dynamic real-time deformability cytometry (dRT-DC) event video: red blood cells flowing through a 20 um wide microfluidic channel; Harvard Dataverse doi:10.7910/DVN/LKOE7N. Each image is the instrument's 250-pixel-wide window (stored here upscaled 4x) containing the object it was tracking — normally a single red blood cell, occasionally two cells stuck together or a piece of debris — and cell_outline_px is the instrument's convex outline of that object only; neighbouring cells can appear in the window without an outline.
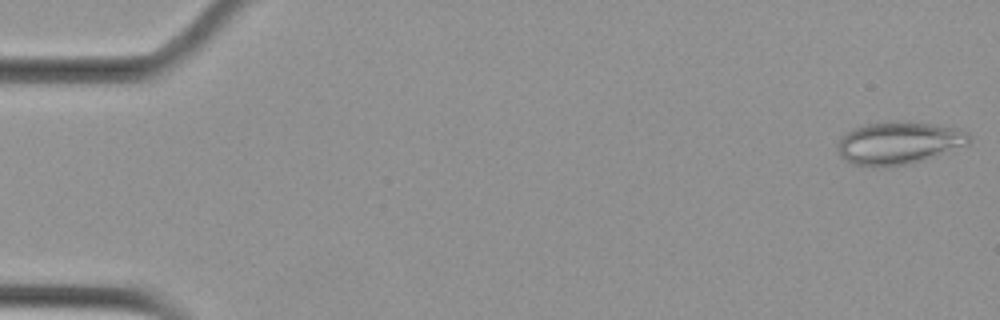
{"species": "Egyptian fruit bat (a non-hibernating species)", "species_latin": "Rousettus aegyptiacus", "temperature_condition": "cold", "stored_images_in_passage": 55, "camera_frame_rate_fps": 3000, "um_per_image_px": 0.085, "animal": {"sex": "female"}, "frame": {"image": 1, "passage_image": 1, "time_ms": 0.0, "image_size_px": [1000, 320], "cell_outline_px": [[972, 140], [968, 144], [908, 164], [852, 164], [844, 160], [840, 156], [836, 148], [844, 132], [860, 124], [888, 120], [900, 120], [956, 128], [968, 132], [972, 136]], "centroid_in_image_um": [76.35, 12.08], "position_along_channel_um": 8.6, "area_um2": 32.25}}
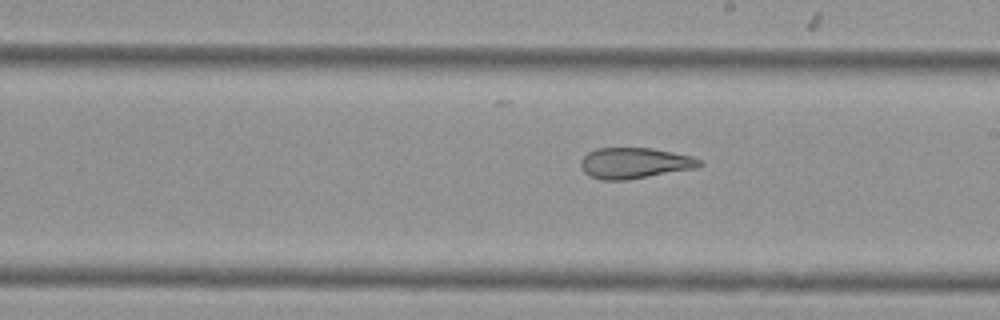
{"frame": {"image": 2, "passage_image": 31, "time_ms": 10.0, "image_size_px": [1000, 320], "cell_outline_px": [[704, 164], [696, 168], [624, 180], [600, 180], [588, 176], [584, 172], [580, 164], [580, 160], [588, 152], [596, 148], [652, 148], [692, 156], [700, 160]], "centroid_in_image_um": [53.91, 13.86], "position_along_channel_um": 235.1, "area_um2": 21.33}}
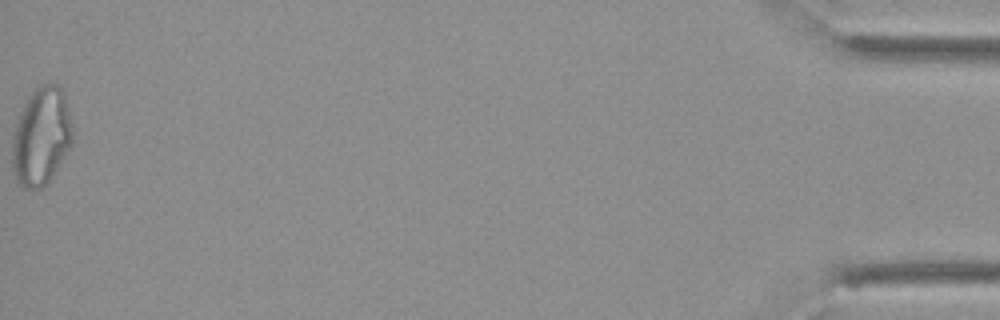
{"frame": {"image": 3, "passage_image": 55, "time_ms": 18.0, "image_size_px": [1000, 320], "cell_outline_px": [[72, 144], [48, 180], [40, 188], [28, 188], [16, 184], [12, 172], [12, 132], [20, 112], [28, 96], [40, 84], [52, 80], [64, 92], [72, 124]], "centroid_in_image_um": [3.48, 11.55], "position_along_channel_um": 431.7, "area_um2": 34.62}, "authors_computed_cell_mechanics": {"area_um2": 27.8596, "velocity_mm_per_s": 3.6984, "shape_relaxation_time_tau1_ms": null, "shape_relaxation_time_tau2_ms": 2.7034, "deformation_change_tau1": null, "deformation_change_tau2": 0.109}}